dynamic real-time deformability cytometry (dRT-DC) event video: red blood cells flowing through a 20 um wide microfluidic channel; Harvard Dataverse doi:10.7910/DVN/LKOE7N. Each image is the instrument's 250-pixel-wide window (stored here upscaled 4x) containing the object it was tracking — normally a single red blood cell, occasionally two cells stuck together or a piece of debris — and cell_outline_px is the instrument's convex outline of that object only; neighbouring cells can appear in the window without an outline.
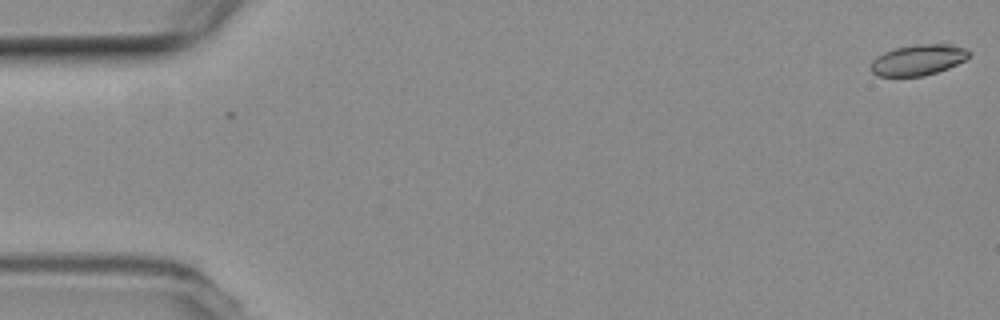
{"species": "common noctule bat (a hibernating species)", "species_latin": "Nyctalus noctula", "temperature_condition": "room temperature", "stored_images_in_passage": 19, "camera_frame_rate_fps": 3000, "um_per_image_px": 0.085, "animal": {"sex": "female", "body_mass_g": 19.3, "forearm_length_mm": 54.1}, "frame": {"image": 1, "passage_image": 1, "time_ms": 0.0, "image_size_px": [1000, 320], "cell_outline_px": [[968, 56], [964, 60], [948, 68], [924, 76], [876, 76], [872, 72], [872, 60], [876, 56], [884, 52], [896, 48], [916, 44], [952, 44], [964, 48], [968, 52]], "centroid_in_image_um": [78.01, 5.09], "position_along_channel_um": 7.0, "area_um2": 17.4}}
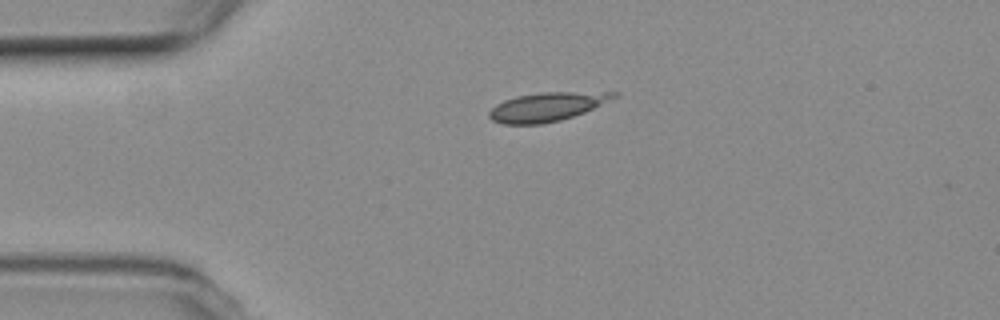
{"frame": {"image": 2, "passage_image": 13, "time_ms": 4.0, "image_size_px": [1000, 320], "cell_outline_px": [[620, 96], [584, 112], [560, 120], [544, 124], [504, 124], [492, 120], [488, 116], [488, 112], [496, 104], [504, 100], [516, 96], [540, 92], [620, 92]], "centroid_in_image_um": [46.5, 9.07], "position_along_channel_um": 38.5, "area_um2": 20.98}}
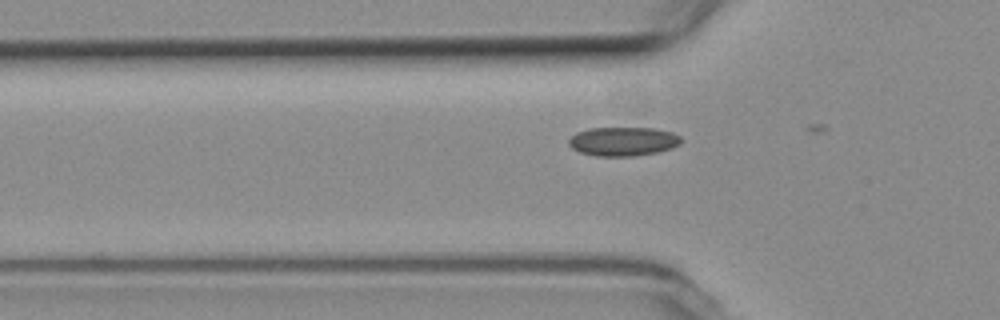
{"frame": {"image": 3, "passage_image": 18, "time_ms": 5.667, "image_size_px": [1000, 320], "cell_outline_px": [[680, 144], [672, 148], [656, 152], [636, 156], [596, 156], [580, 152], [572, 148], [568, 144], [568, 140], [576, 132], [592, 128], [652, 128], [672, 132], [680, 136]], "centroid_in_image_um": [52.95, 12.02], "position_along_channel_um": 72.9, "area_um2": 18.9}}